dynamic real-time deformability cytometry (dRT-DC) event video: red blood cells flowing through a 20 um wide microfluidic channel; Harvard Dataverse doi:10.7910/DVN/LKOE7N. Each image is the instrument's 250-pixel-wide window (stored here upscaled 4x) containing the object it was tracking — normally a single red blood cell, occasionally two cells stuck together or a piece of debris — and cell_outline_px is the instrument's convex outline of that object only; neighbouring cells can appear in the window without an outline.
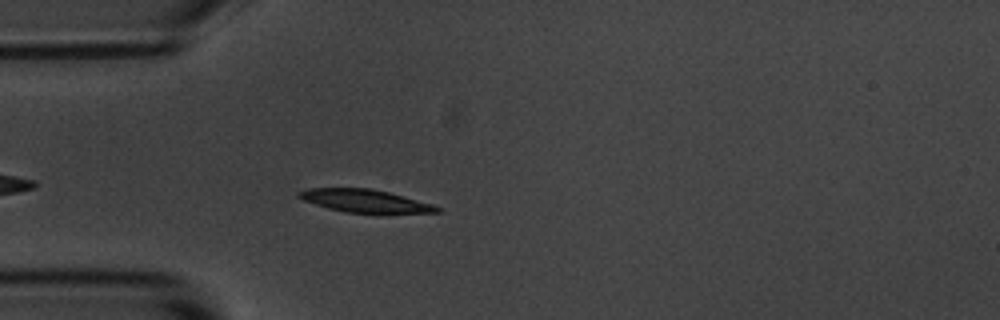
{"species": "common noctule bat (a hibernating species)", "species_latin": "Nyctalus noctula", "temperature_condition": "room temperature", "stored_images_in_passage": 4, "camera_frame_rate_fps": 3000, "um_per_image_px": 0.085, "animal": {"sex": "male", "body_mass_g": 20.1, "forearm_length_mm": 53.5}, "frame": {"image": 1, "passage_image": 4, "time_ms": 3.333, "image_size_px": [1000, 320], "cell_outline_px": [[440, 212], [380, 216], [344, 212], [328, 208], [304, 200], [296, 196], [296, 192], [308, 188], [368, 188], [388, 192], [432, 204], [440, 208]], "centroid_in_image_um": [31.08, 17.13], "position_along_channel_um": 53.9, "area_um2": 19.25}}